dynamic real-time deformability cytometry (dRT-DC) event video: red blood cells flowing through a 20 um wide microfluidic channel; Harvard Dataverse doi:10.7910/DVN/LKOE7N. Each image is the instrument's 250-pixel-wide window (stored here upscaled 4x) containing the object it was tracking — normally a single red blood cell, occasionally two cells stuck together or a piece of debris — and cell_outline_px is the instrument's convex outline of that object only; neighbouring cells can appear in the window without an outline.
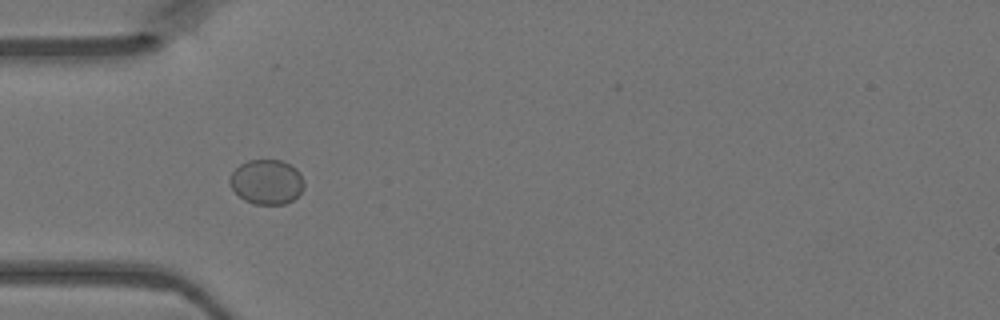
{"species": "Egyptian fruit bat (a non-hibernating species)", "species_latin": "Rousettus aegyptiacus", "temperature_condition": "warm", "stored_images_in_passage": 34, "camera_frame_rate_fps": 3000, "um_per_image_px": 0.085, "animal": {"sex": "female"}, "frame": {"image": 1, "passage_image": 1, "time_ms": 0.0, "image_size_px": [1000, 320], "cell_outline_px": [[304, 188], [292, 200], [284, 204], [252, 204], [244, 200], [232, 188], [228, 180], [232, 172], [240, 164], [248, 160], [280, 160], [296, 168], [300, 172], [304, 180]], "centroid_in_image_um": [22.67, 15.46], "position_along_channel_um": 62.3, "area_um2": 19.36}}
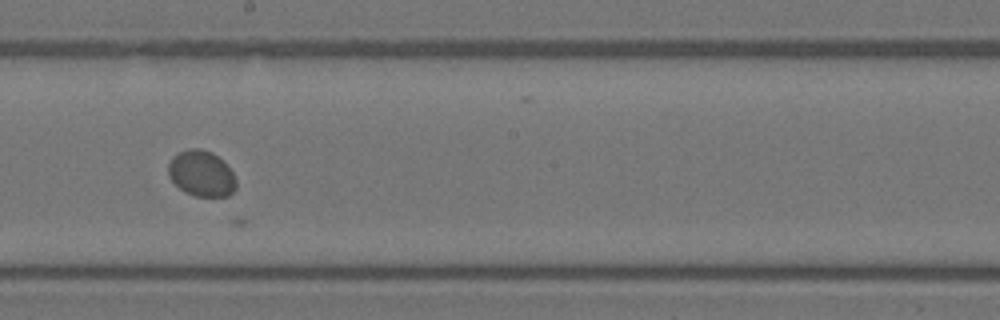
{"frame": {"image": 2, "passage_image": 13, "time_ms": 4.0, "image_size_px": [1000, 320], "cell_outline_px": [[236, 188], [228, 196], [196, 196], [184, 192], [168, 176], [168, 164], [172, 156], [176, 152], [188, 148], [200, 148], [212, 152], [232, 172], [236, 180]], "centroid_in_image_um": [17.08, 14.74], "position_along_channel_um": 231.1, "area_um2": 18.09}}
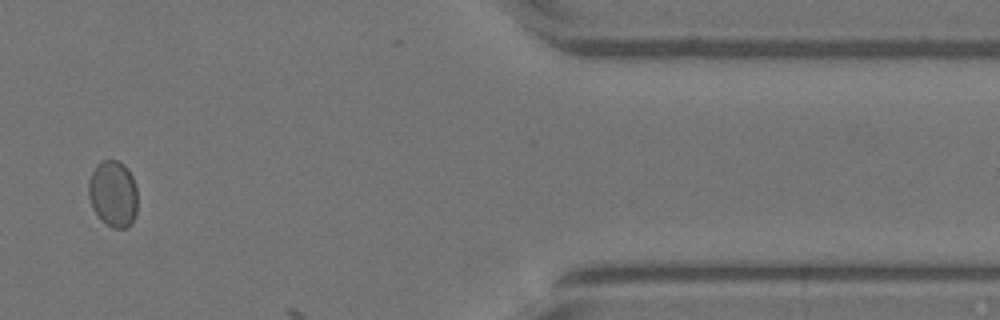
{"frame": {"image": 3, "passage_image": 28, "time_ms": 9.0, "image_size_px": [1000, 320], "cell_outline_px": [[136, 212], [132, 220], [124, 228], [112, 228], [100, 220], [92, 208], [88, 196], [88, 180], [96, 164], [100, 160], [120, 160], [128, 168], [132, 176], [136, 188]], "centroid_in_image_um": [9.58, 16.43], "position_along_channel_um": 401.8, "area_um2": 19.13}}